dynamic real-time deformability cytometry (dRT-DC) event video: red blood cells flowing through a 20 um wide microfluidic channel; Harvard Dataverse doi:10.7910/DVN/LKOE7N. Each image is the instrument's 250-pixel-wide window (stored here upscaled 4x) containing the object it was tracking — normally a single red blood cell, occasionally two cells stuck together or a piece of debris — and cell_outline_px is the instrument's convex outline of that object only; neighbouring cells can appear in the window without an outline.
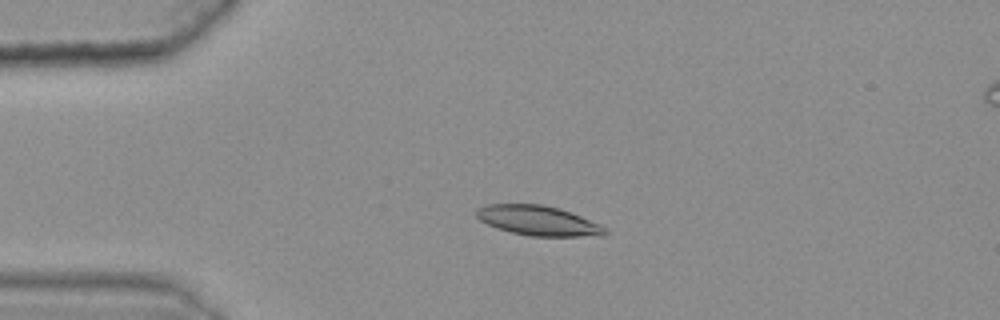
{"species": "common noctule bat (a hibernating species)", "species_latin": "Nyctalus noctula", "temperature_condition": "warm", "stored_images_in_passage": 47, "camera_frame_rate_fps": 3000, "um_per_image_px": 0.085, "animal": {"sex": "female", "body_mass_g": 25.1}, "frame": {"image": 1, "passage_image": 13, "time_ms": 4.0, "image_size_px": [1000, 320], "cell_outline_px": [[608, 232], [604, 236], [528, 236], [496, 228], [480, 220], [476, 216], [476, 208], [488, 204], [544, 204], [560, 208], [572, 212], [600, 224]], "centroid_in_image_um": [45.76, 18.75], "position_along_channel_um": 39.2, "area_um2": 22.48}}
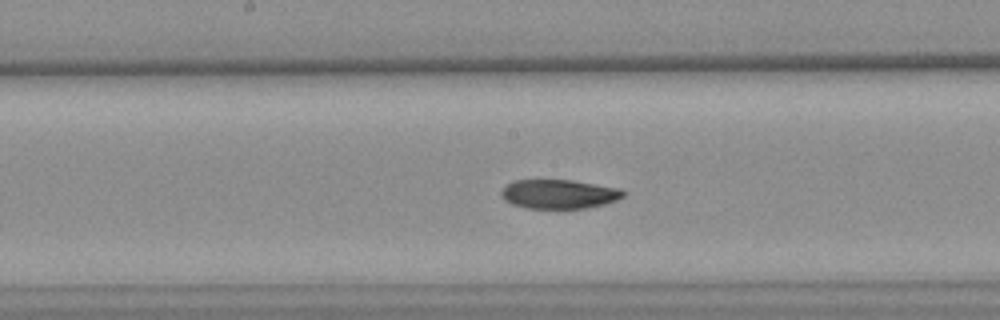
{"frame": {"image": 2, "passage_image": 29, "time_ms": 9.333, "image_size_px": [1000, 320], "cell_outline_px": [[628, 192], [624, 196], [616, 200], [604, 204], [588, 208], [560, 212], [528, 208], [512, 204], [504, 200], [500, 196], [500, 192], [512, 180], [572, 180], [620, 188]], "centroid_in_image_um": [47.53, 16.54], "position_along_channel_um": 200.7, "area_um2": 21.68}}
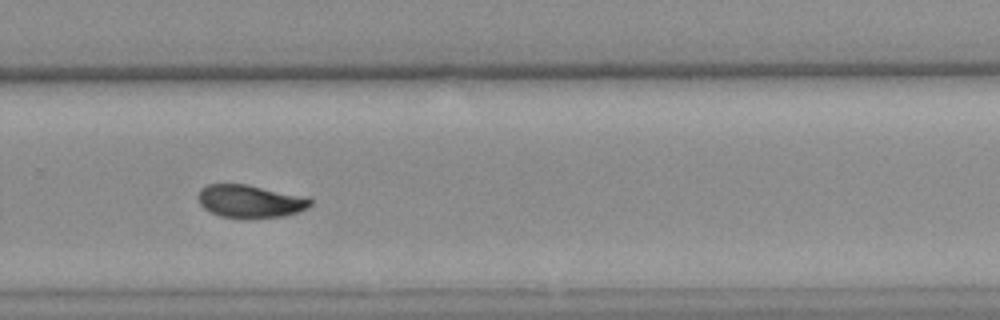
{"frame": {"image": 3, "passage_image": 38, "time_ms": 12.333, "image_size_px": [1000, 320], "cell_outline_px": [[312, 204], [308, 208], [300, 212], [284, 216], [244, 220], [220, 216], [204, 208], [200, 204], [200, 192], [208, 184], [244, 184], [308, 196], [312, 200]], "centroid_in_image_um": [21.35, 17.14], "position_along_channel_um": 308.4, "area_um2": 21.79}, "authors_computed_cell_mechanics": {"area_um2": 22.0218, "velocity_mm_per_s": 3.6041, "shape_relaxation_time_tau1_ms": 7.5675, "shape_relaxation_time_tau2_ms": 4.5081, "deformation_change_tau1": 0.1764, "deformation_change_tau2": 0.0798}}